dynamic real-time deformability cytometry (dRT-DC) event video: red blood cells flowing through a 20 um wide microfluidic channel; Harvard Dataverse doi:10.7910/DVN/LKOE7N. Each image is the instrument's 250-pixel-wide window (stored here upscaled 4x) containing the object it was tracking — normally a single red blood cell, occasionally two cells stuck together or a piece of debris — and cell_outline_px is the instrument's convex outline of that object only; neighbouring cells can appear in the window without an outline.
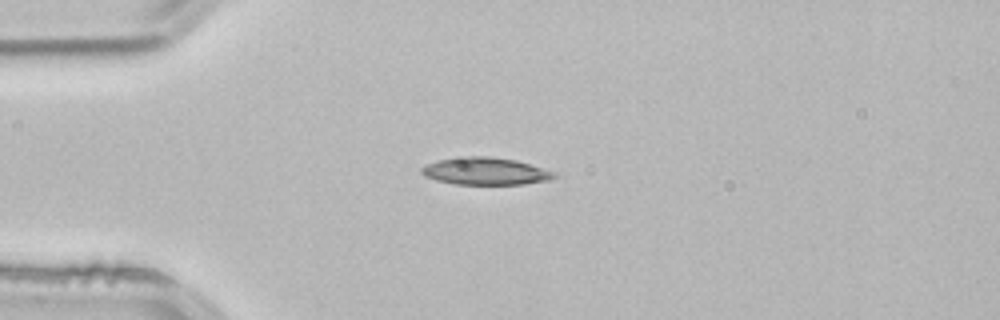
{"species": "common noctule bat (a hibernating species)", "species_latin": "Nyctalus noctula", "temperature_condition": "room temperature", "stored_images_in_passage": 1, "camera_frame_rate_fps": 3000, "um_per_image_px": 0.085, "animal": {"sex": "male", "body_mass_g": 21.5, "forearm_length_mm": 52.0}, "frame": {"image": 1, "passage_image": 1, "time_ms": 0.0, "image_size_px": [1000, 320], "cell_outline_px": [[556, 176], [548, 180], [524, 184], [452, 184], [436, 180], [424, 176], [420, 172], [420, 168], [436, 160], [464, 156], [488, 156], [516, 160], [556, 172]], "centroid_in_image_um": [41.22, 14.55], "position_along_channel_um": 43.8, "area_um2": 21.15}}